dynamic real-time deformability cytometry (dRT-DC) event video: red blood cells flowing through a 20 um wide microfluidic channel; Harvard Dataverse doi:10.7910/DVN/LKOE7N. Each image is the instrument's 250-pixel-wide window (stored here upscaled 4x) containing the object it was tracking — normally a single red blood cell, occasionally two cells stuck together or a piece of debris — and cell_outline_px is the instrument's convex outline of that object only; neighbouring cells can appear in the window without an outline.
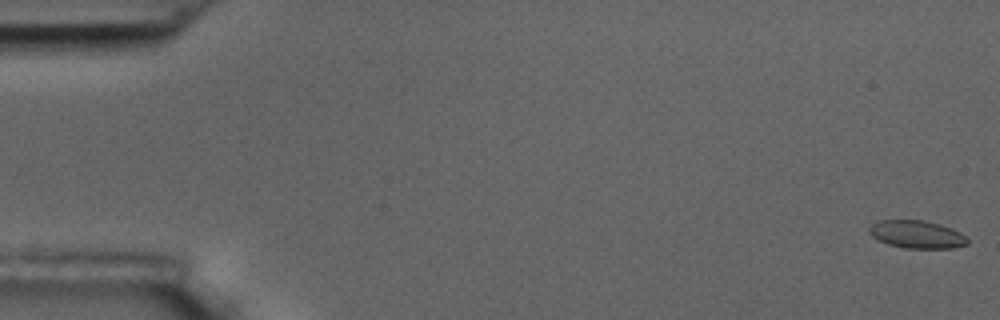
{"species": "common noctule bat (a hibernating species)", "species_latin": "Nyctalus noctula", "temperature_condition": "room temperature", "stored_images_in_passage": 47, "camera_frame_rate_fps": 3000, "um_per_image_px": 0.085, "animal": {"sex": "male", "body_mass_g": 17.5, "forearm_length_mm": 52.3}, "frame": {"image": 1, "passage_image": 1, "time_ms": 0.0, "image_size_px": [1000, 320], "cell_outline_px": [[968, 244], [952, 248], [904, 248], [888, 244], [872, 236], [868, 232], [868, 228], [872, 224], [880, 220], [924, 220], [940, 224], [952, 228], [960, 232], [968, 240]], "centroid_in_image_um": [77.93, 19.92], "position_along_channel_um": 7.1, "area_um2": 15.9}}
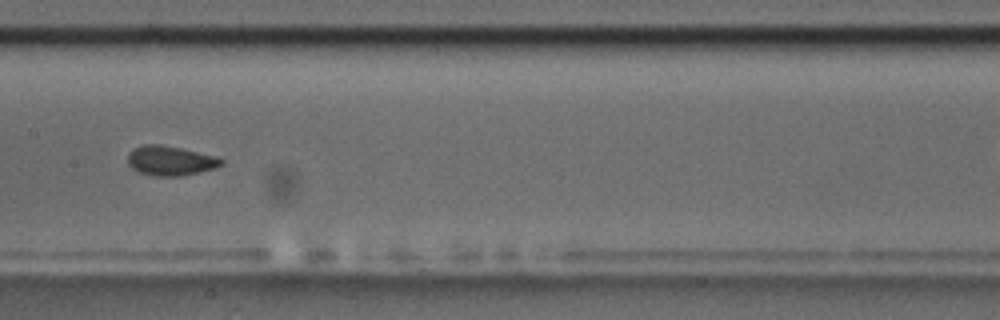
{"frame": {"image": 2, "passage_image": 29, "time_ms": 9.333, "image_size_px": [1000, 320], "cell_outline_px": [[224, 164], [216, 168], [180, 176], [152, 176], [140, 172], [132, 168], [128, 164], [128, 152], [132, 148], [144, 144], [160, 144], [180, 148], [216, 156], [224, 160]], "centroid_in_image_um": [14.47, 13.65], "position_along_channel_um": 192.9, "area_um2": 16.24}}
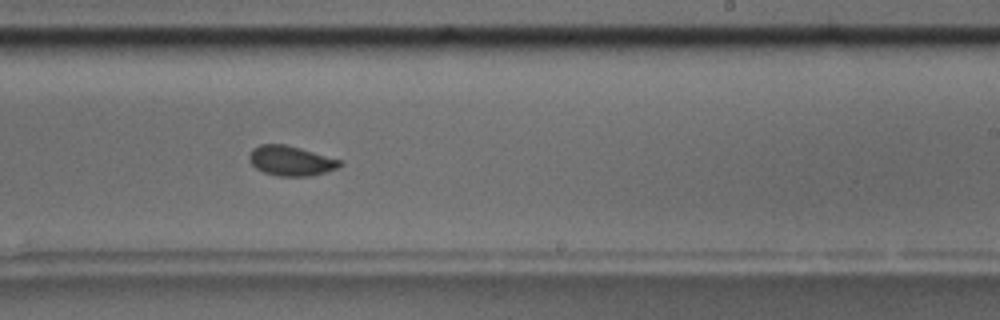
{"frame": {"image": 3, "passage_image": 35, "time_ms": 11.333, "image_size_px": [1000, 320], "cell_outline_px": [[344, 164], [336, 168], [312, 176], [280, 176], [264, 172], [256, 168], [248, 160], [248, 156], [252, 148], [260, 144], [284, 144], [300, 148], [344, 160]], "centroid_in_image_um": [24.74, 13.66], "position_along_channel_um": 264.3, "area_um2": 15.9}}